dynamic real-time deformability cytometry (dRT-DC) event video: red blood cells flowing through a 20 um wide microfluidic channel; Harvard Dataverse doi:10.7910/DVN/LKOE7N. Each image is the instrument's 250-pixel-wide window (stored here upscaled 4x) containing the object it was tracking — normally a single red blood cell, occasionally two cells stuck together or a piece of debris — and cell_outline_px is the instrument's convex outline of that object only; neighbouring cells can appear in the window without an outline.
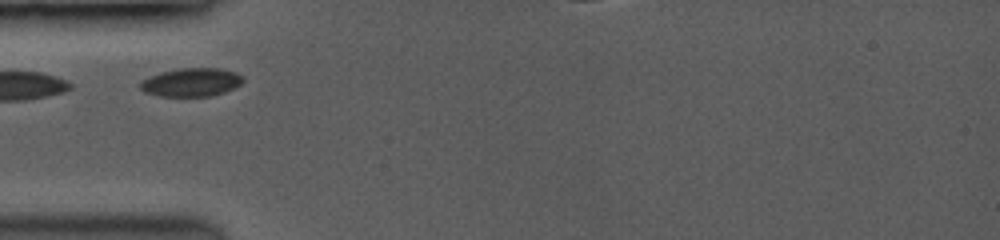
{"species": "common noctule bat (a hibernating species)", "species_latin": "Nyctalus noctula", "temperature_condition": "room temperature", "stored_images_in_passage": 54, "camera_frame_rate_fps": 3500, "um_per_image_px": 0.085, "animal": {"sex": "female", "body_mass_g": 19.0, "forearm_length_mm": 53.3}, "frame": {"image": 1, "passage_image": 1, "time_ms": 0.0, "image_size_px": [1000, 240], "cell_outline_px": [[244, 80], [240, 84], [224, 92], [208, 96], [160, 96], [144, 92], [140, 88], [140, 80], [160, 72], [180, 68], [220, 68], [236, 72], [244, 76]], "centroid_in_image_um": [16.25, 6.98], "position_along_channel_um": 68.7, "area_um2": 17.05}}
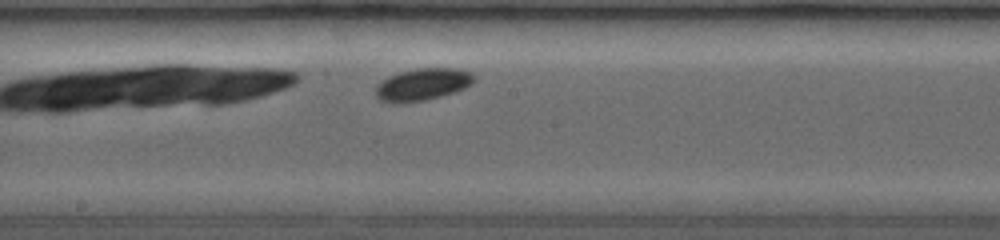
{"frame": {"image": 2, "passage_image": 23, "time_ms": 3.714, "image_size_px": [1000, 240], "cell_outline_px": [[476, 80], [472, 84], [464, 88], [452, 92], [420, 100], [380, 100], [376, 92], [376, 88], [388, 76], [400, 72], [416, 68], [460, 68], [472, 72], [476, 76]], "centroid_in_image_um": [36.04, 7.1], "position_along_channel_um": 212.2, "area_um2": 17.57}}
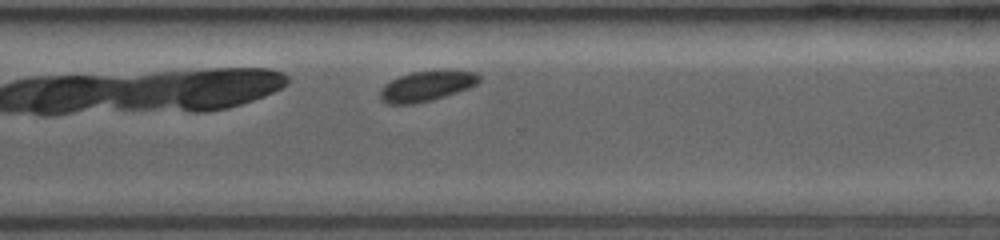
{"frame": {"image": 3, "passage_image": 43, "time_ms": 6.857, "image_size_px": [1000, 240], "cell_outline_px": [[480, 80], [476, 84], [468, 88], [432, 100], [416, 104], [388, 104], [380, 100], [380, 92], [392, 80], [400, 76], [412, 72], [476, 72], [480, 76]], "centroid_in_image_um": [36.24, 7.36], "position_along_channel_um": 334.4, "area_um2": 16.7}}